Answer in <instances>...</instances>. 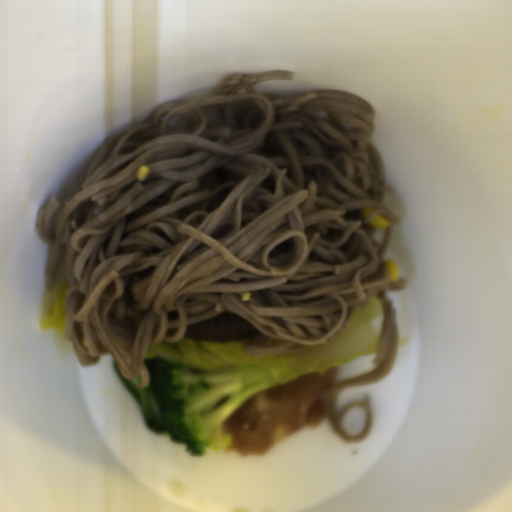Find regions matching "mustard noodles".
Segmentation results:
<instances>
[{
    "mask_svg": "<svg viewBox=\"0 0 512 512\" xmlns=\"http://www.w3.org/2000/svg\"><path fill=\"white\" fill-rule=\"evenodd\" d=\"M294 77H233L104 136L79 192L40 207L33 232L48 245L46 290L66 260L63 338L78 364L110 353L123 378L139 373L140 388L149 385L151 344L178 342L205 318L231 312L254 326L242 349L253 360L332 342L375 296L382 323L373 369L324 392L331 429L353 445L370 430L372 399L338 410L336 399L395 367L398 317L388 293L408 282L389 280L385 261L402 221L383 203L372 103L332 89H254ZM367 205L376 210L363 220ZM377 213L391 223L385 231L366 222ZM358 406L367 423L348 437L341 421Z\"/></svg>",
    "mask_w": 512,
    "mask_h": 512,
    "instance_id": "mustard-noodles-1",
    "label": "mustard noodles"
}]
</instances>
